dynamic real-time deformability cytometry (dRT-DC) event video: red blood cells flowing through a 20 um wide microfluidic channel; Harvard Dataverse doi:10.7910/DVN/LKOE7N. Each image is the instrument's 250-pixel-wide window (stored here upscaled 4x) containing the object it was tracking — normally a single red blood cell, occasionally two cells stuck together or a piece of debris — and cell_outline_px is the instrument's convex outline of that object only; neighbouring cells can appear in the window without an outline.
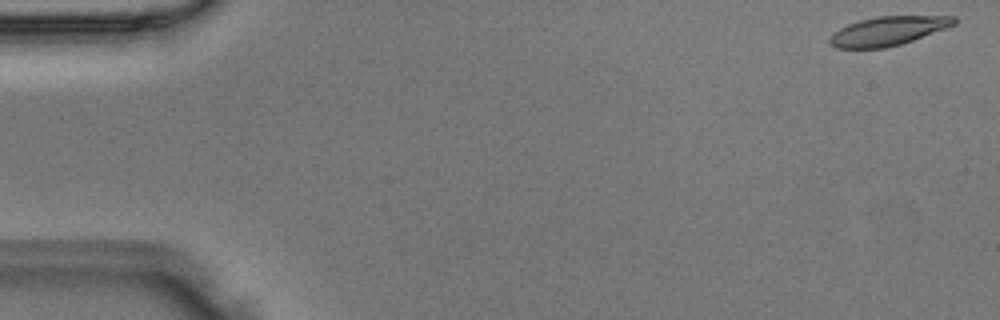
{"species": "Egyptian fruit bat (a non-hibernating species)", "species_latin": "Rousettus aegyptiacus", "temperature_condition": "room temperature", "stored_images_in_passage": 5, "camera_frame_rate_fps": 3000, "um_per_image_px": 0.085, "animal": {"sex": "male"}, "frame": {"image": 1, "passage_image": 5, "time_ms": 1.333, "image_size_px": [1000, 320], "cell_outline_px": [[956, 24], [912, 40], [900, 44], [884, 48], [836, 48], [828, 40], [832, 32], [848, 24], [860, 20], [876, 16], [956, 16]], "centroid_in_image_um": [75.45, 2.62], "position_along_channel_um": 9.6, "area_um2": 20.81}}